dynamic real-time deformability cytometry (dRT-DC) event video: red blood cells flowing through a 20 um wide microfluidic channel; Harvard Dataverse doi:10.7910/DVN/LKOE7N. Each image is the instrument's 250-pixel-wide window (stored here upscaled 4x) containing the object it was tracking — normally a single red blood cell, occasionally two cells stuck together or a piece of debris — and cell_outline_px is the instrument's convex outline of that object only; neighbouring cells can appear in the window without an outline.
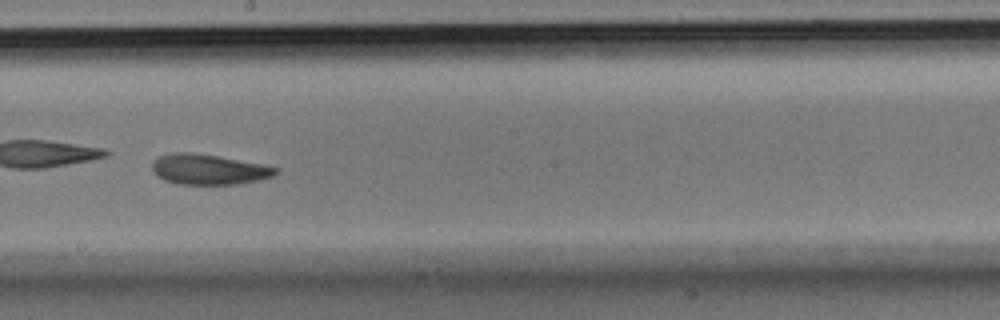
{"species": "Egyptian fruit bat (a non-hibernating species)", "species_latin": "Rousettus aegyptiacus", "temperature_condition": "room temperature", "stored_images_in_passage": 45, "camera_frame_rate_fps": 3000, "um_per_image_px": 0.085, "animal": {"sex": "male"}, "frame": {"image": 1, "passage_image": 26, "time_ms": 8.333, "image_size_px": [1000, 320], "cell_outline_px": [[280, 172], [272, 176], [240, 184], [176, 184], [164, 180], [156, 176], [152, 172], [152, 160], [160, 156], [172, 152], [192, 152], [264, 164], [280, 168]], "centroid_in_image_um": [17.72, 14.4], "position_along_channel_um": 230.5, "area_um2": 22.02}}
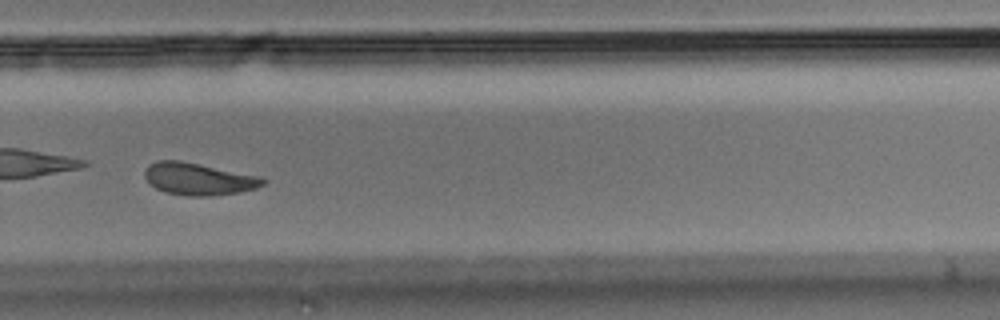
{"frame": {"image": 2, "passage_image": 32, "time_ms": 10.333, "image_size_px": [1000, 320], "cell_outline_px": [[268, 180], [264, 184], [256, 188], [240, 192], [212, 196], [188, 196], [164, 192], [148, 184], [144, 176], [144, 172], [148, 164], [156, 160], [180, 160], [260, 176]], "centroid_in_image_um": [16.85, 15.21], "position_along_channel_um": 313.0, "area_um2": 22.43}}